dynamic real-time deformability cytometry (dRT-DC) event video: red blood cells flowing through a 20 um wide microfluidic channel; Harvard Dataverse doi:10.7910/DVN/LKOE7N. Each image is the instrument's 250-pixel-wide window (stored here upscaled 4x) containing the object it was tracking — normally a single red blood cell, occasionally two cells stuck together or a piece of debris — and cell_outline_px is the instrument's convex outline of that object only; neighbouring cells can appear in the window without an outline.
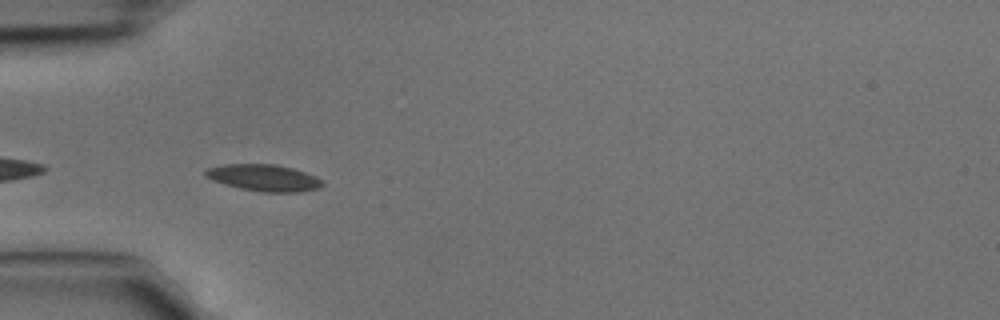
{"species": "common noctule bat (a hibernating species)", "species_latin": "Nyctalus noctula", "temperature_condition": "cold", "stored_images_in_passage": 6, "segment_of_instrument_passage": [2, 2], "camera_frame_rate_fps": 3000, "um_per_image_px": 0.085, "animal": {"sex": "male", "body_mass_g": 15.6}, "frame": {"image": 1, "passage_image": 5, "time_ms": 1.333, "image_size_px": [1000, 320], "cell_outline_px": [[324, 184], [320, 188], [300, 192], [264, 192], [240, 188], [224, 184], [212, 180], [204, 176], [204, 172], [208, 168], [220, 164], [276, 164], [292, 168], [316, 176], [324, 180]], "centroid_in_image_um": [22.44, 15.11], "position_along_channel_um": 62.6, "area_um2": 18.32}}